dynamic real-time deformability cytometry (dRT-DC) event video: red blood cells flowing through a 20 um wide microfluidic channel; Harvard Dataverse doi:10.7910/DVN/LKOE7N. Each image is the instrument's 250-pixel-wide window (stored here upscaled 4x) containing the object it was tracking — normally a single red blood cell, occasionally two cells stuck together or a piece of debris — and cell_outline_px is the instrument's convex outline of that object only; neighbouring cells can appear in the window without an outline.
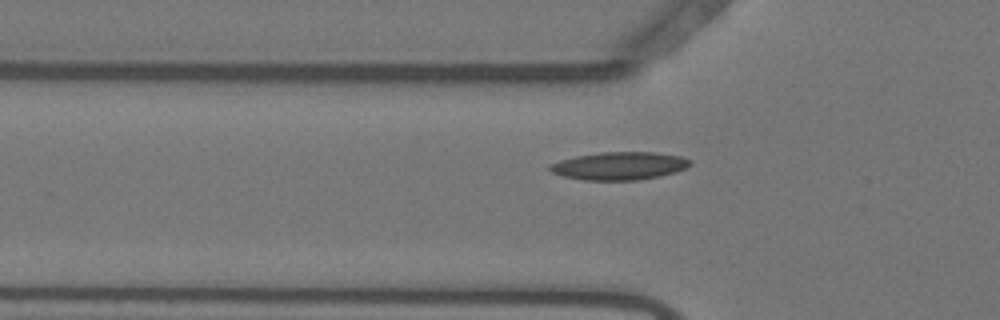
{"species": "Egyptian fruit bat (a non-hibernating species)", "species_latin": "Rousettus aegyptiacus", "temperature_condition": "warm", "stored_images_in_passage": 40, "camera_frame_rate_fps": 3000, "um_per_image_px": 0.085, "animal": {"sex": "female"}, "frame": {"image": 1, "passage_image": 3, "time_ms": 0.667, "image_size_px": [1000, 320], "cell_outline_px": [[692, 164], [676, 172], [660, 176], [636, 180], [584, 180], [564, 176], [552, 172], [548, 168], [548, 164], [560, 160], [576, 156], [600, 152], [652, 152], [680, 156], [692, 160]], "centroid_in_image_um": [52.64, 14.09], "position_along_channel_um": 73.2, "area_um2": 22.77}}
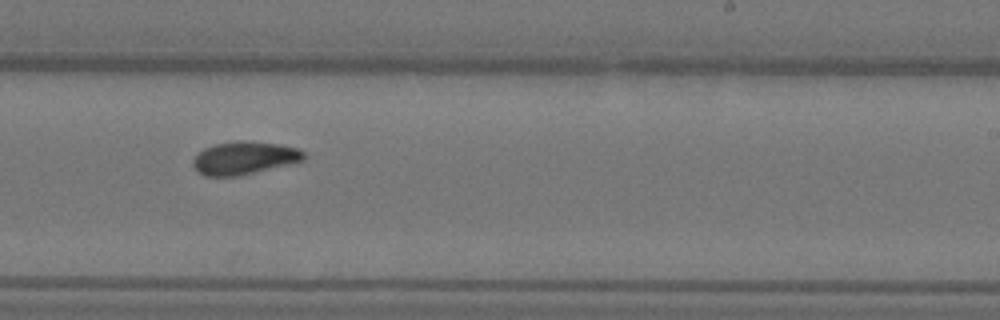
{"frame": {"image": 2, "passage_image": 19, "time_ms": 6.0, "image_size_px": [1000, 320], "cell_outline_px": [[304, 160], [288, 164], [236, 176], [204, 176], [192, 164], [192, 160], [204, 148], [216, 144], [236, 140], [244, 140], [280, 144], [296, 148], [304, 152]], "centroid_in_image_um": [20.75, 13.41], "position_along_channel_um": 268.3, "area_um2": 20.92}}
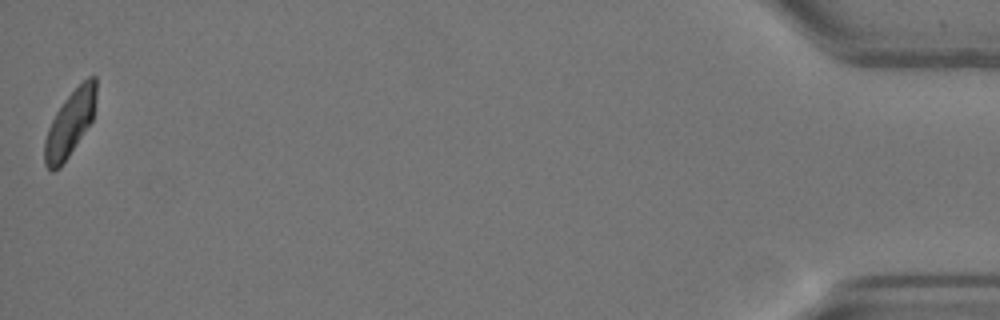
{"frame": {"image": 3, "passage_image": 40, "time_ms": 13.0, "image_size_px": [1000, 320], "cell_outline_px": [[96, 96], [92, 120], [60, 168], [52, 172], [44, 164], [44, 140], [48, 128], [56, 112], [64, 100], [88, 76], [96, 76]], "centroid_in_image_um": [5.92, 10.52], "position_along_channel_um": 429.3, "area_um2": 19.36}, "authors_computed_cell_mechanics": {"area_um2": 20.8658, "velocity_mm_per_s": 3.6457, "shape_relaxation_time_tau1_ms": 8.1266, "shape_relaxation_time_tau2_ms": 5.866, "deformation_change_tau1": 0.1994, "deformation_change_tau2": 0.0958}}